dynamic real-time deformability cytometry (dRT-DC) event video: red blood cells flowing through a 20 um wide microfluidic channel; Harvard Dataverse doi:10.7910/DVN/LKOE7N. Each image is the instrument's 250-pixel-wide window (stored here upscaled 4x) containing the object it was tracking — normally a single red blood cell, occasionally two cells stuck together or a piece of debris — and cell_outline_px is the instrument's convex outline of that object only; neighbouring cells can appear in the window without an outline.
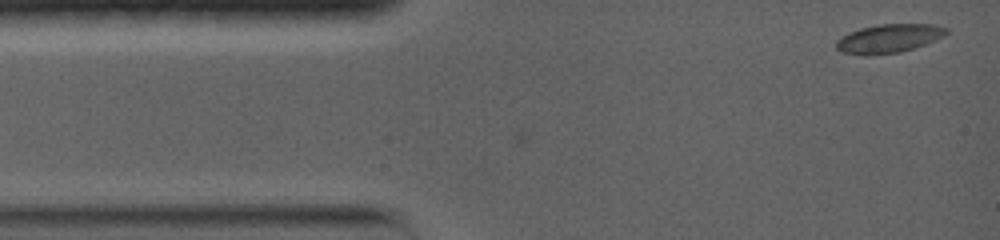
{"species": "common noctule bat (a hibernating species)", "species_latin": "Nyctalus noctula", "temperature_condition": "warm", "stored_images_in_passage": 27, "camera_frame_rate_fps": 5000, "um_per_image_px": 0.085, "animal": {"sex": "female", "body_mass_g": 19.0, "forearm_length_mm": 56.7}, "frame": {"image": 1, "passage_image": 1, "time_ms": 0.0, "image_size_px": [1000, 240], "cell_outline_px": [[948, 32], [944, 36], [924, 44], [900, 52], [868, 56], [840, 52], [836, 48], [836, 40], [860, 28], [880, 24], [936, 24], [948, 28]], "centroid_in_image_um": [75.55, 3.27], "position_along_channel_um": 9.4, "area_um2": 18.32}}
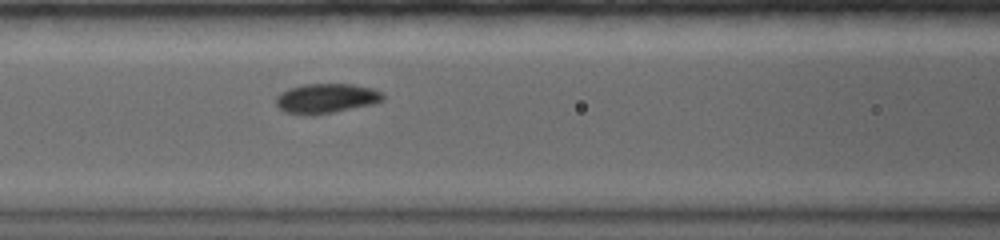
{"frame": {"image": 2, "passage_image": 16, "time_ms": 5.2, "image_size_px": [1000, 240], "cell_outline_px": [[384, 100], [372, 104], [332, 112], [308, 116], [304, 116], [284, 112], [276, 104], [276, 96], [280, 92], [288, 88], [304, 84], [352, 84], [372, 88], [380, 92], [384, 96]], "centroid_in_image_um": [27.67, 8.36], "position_along_channel_um": 138.9, "area_um2": 18.55}}
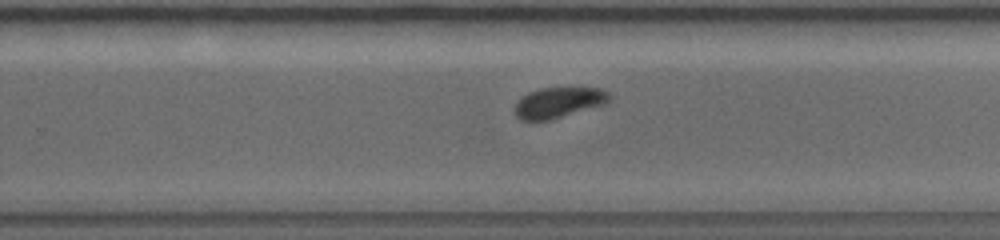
{"frame": {"image": 3, "passage_image": 26, "time_ms": 9.0, "image_size_px": [1000, 240], "cell_outline_px": [[612, 96], [604, 104], [548, 120], [520, 120], [516, 116], [516, 100], [528, 92], [540, 88], [600, 88], [608, 92]], "centroid_in_image_um": [47.45, 8.7], "position_along_channel_um": 282.3, "area_um2": 16.59}}